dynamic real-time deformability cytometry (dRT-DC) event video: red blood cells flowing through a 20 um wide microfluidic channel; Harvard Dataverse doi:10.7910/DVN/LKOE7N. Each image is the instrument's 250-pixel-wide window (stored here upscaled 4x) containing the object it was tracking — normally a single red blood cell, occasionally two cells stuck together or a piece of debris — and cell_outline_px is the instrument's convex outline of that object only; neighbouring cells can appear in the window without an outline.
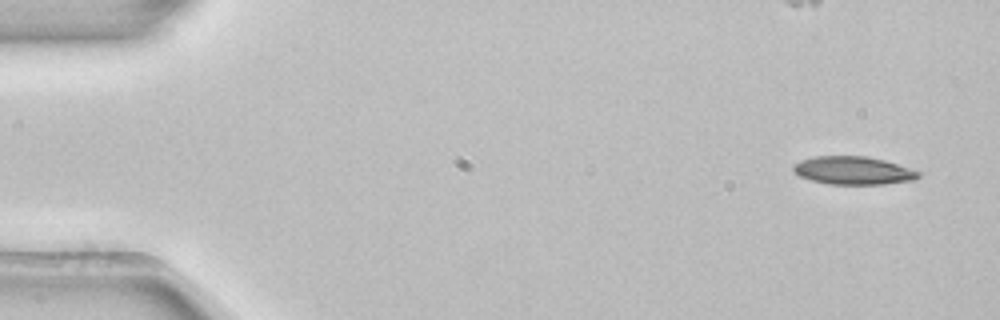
{"species": "common noctule bat (a hibernating species)", "species_latin": "Nyctalus noctula", "temperature_condition": "room temperature", "stored_images_in_passage": 4, "camera_frame_rate_fps": 3000, "um_per_image_px": 0.085, "animal": {"sex": "female", "body_mass_g": 22.7, "forearm_length_mm": 54.2}, "frame": {"image": 1, "passage_image": 1, "time_ms": 0.0, "image_size_px": [1000, 320], "cell_outline_px": [[920, 176], [916, 180], [884, 184], [828, 184], [812, 180], [800, 176], [792, 168], [792, 164], [800, 160], [816, 156], [868, 156], [884, 160], [920, 172]], "centroid_in_image_um": [72.52, 14.49], "position_along_channel_um": 12.5, "area_um2": 20.4}}
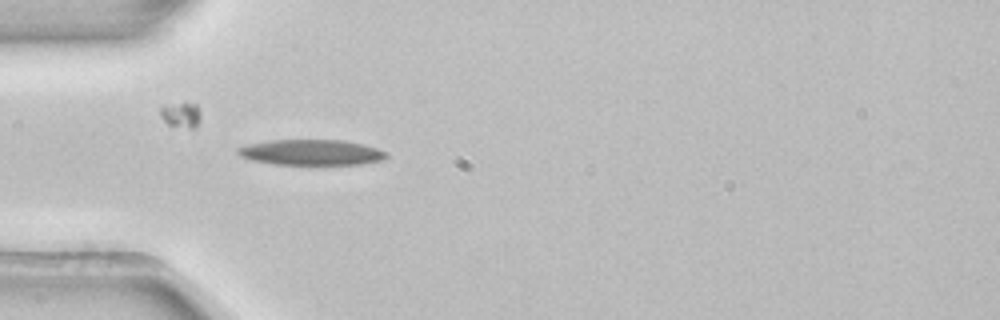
{"frame": {"image": 2, "passage_image": 4, "time_ms": 1.0, "image_size_px": [1000, 320], "cell_outline_px": [[388, 156], [384, 160], [360, 164], [272, 164], [248, 160], [240, 156], [236, 152], [236, 148], [248, 144], [268, 140], [344, 140], [364, 144], [388, 152]], "centroid_in_image_um": [26.44, 12.95], "position_along_channel_um": 58.6, "area_um2": 22.37}}